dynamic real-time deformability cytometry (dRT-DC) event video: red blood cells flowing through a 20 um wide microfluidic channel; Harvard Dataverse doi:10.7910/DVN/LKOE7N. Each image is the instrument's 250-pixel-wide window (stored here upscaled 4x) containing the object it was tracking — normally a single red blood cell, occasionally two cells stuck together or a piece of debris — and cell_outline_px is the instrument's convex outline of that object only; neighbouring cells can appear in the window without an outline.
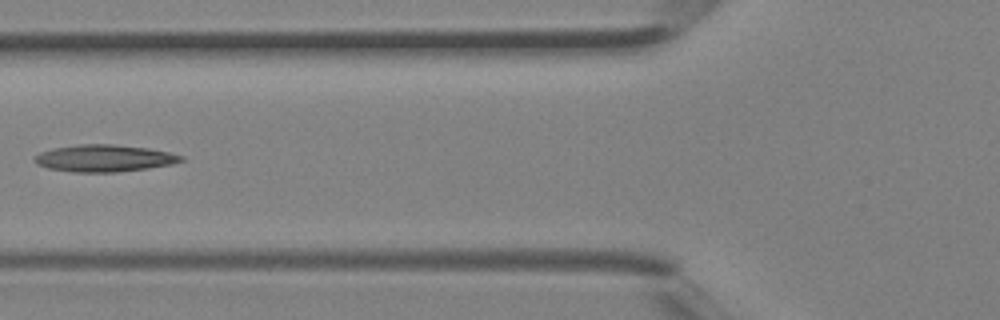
{"species": "Egyptian fruit bat (a non-hibernating species)", "species_latin": "Rousettus aegyptiacus", "temperature_condition": "room temperature", "stored_images_in_passage": 2, "camera_frame_rate_fps": 3000, "um_per_image_px": 0.085, "animal": {"sex": "female"}, "frame": {"image": 1, "passage_image": 2, "time_ms": 0.333, "image_size_px": [1000, 320], "cell_outline_px": [[184, 160], [172, 164], [148, 168], [116, 172], [76, 172], [48, 168], [36, 164], [32, 160], [40, 152], [52, 148], [80, 144], [112, 144], [148, 148], [168, 152], [184, 156]], "centroid_in_image_um": [8.85, 13.45], "position_along_channel_um": 117.0, "area_um2": 23.0}}